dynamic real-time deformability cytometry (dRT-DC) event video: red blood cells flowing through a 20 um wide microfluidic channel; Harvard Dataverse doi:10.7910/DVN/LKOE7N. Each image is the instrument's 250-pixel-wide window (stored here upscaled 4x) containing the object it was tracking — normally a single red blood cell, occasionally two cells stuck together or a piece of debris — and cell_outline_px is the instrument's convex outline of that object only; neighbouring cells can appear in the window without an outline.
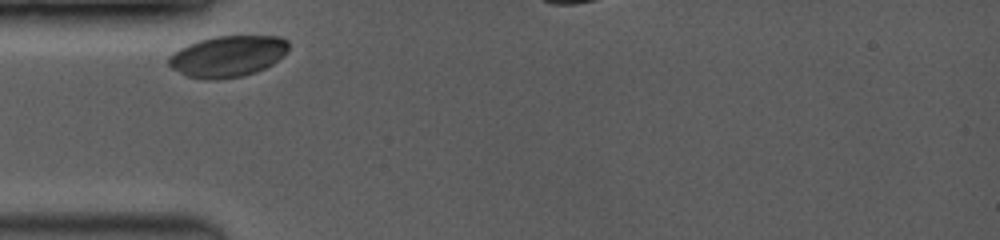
{"species": "common noctule bat (a hibernating species)", "species_latin": "Nyctalus noctula", "temperature_condition": "room temperature", "stored_images_in_passage": 5, "camera_frame_rate_fps": 3500, "um_per_image_px": 0.085, "animal": {"sex": "female", "body_mass_g": 19.0, "forearm_length_mm": 53.3}, "frame": {"image": 1, "passage_image": 1, "time_ms": 0.0, "image_size_px": [1000, 240], "cell_outline_px": [[288, 52], [284, 56], [272, 64], [256, 72], [240, 76], [220, 80], [204, 80], [184, 76], [172, 68], [168, 64], [168, 56], [180, 48], [188, 44], [200, 40], [216, 36], [280, 36], [288, 40]], "centroid_in_image_um": [19.35, 4.79], "position_along_channel_um": 65.7, "area_um2": 29.07}}
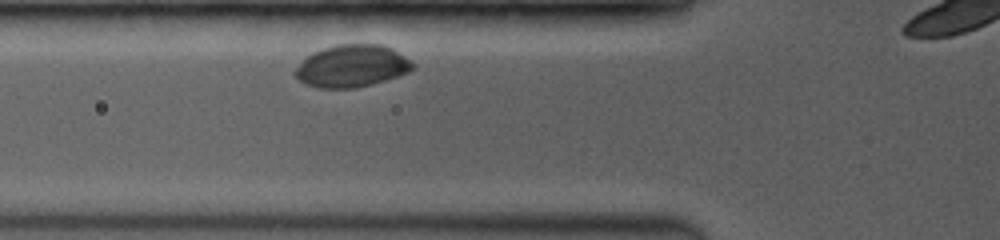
{"frame": {"image": 2, "passage_image": 3, "time_ms": 0.857, "image_size_px": [1000, 240], "cell_outline_px": [[416, 64], [408, 72], [372, 84], [352, 88], [320, 88], [308, 84], [300, 80], [292, 72], [304, 56], [312, 52], [336, 44], [384, 44], [392, 48]], "centroid_in_image_um": [29.88, 5.59], "position_along_channel_um": 95.9, "area_um2": 28.96}}
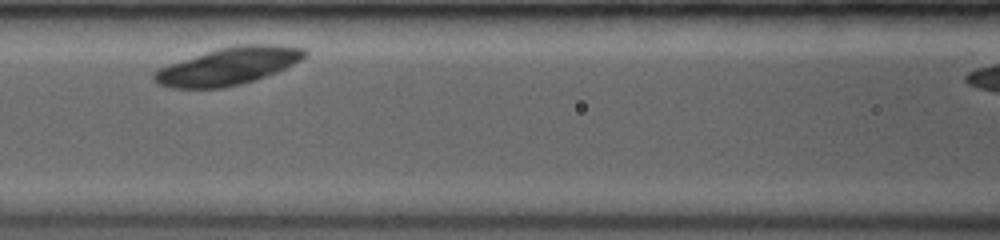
{"frame": {"image": 3, "passage_image": 5, "time_ms": 2.286, "image_size_px": [1000, 240], "cell_outline_px": [[308, 56], [276, 72], [256, 80], [240, 84], [220, 88], [172, 88], [160, 84], [152, 80], [152, 72], [168, 64], [216, 48], [236, 44], [280, 44], [304, 48], [308, 52]], "centroid_in_image_um": [19.41, 5.6], "position_along_channel_um": 147.2, "area_um2": 33.06}}